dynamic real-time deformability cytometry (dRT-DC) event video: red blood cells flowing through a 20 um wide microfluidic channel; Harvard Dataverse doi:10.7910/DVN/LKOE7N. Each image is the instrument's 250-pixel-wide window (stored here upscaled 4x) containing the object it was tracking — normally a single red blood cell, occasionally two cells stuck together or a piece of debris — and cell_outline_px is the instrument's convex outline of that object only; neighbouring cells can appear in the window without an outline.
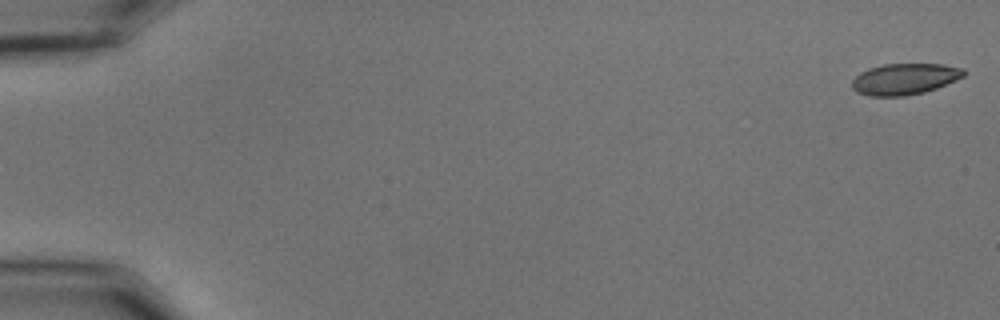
{"species": "common noctule bat (a hibernating species)", "species_latin": "Nyctalus noctula", "temperature_condition": "cold", "stored_images_in_passage": 56, "camera_frame_rate_fps": 3000, "um_per_image_px": 0.085, "animal": {"sex": "male", "body_mass_g": 15.6}, "frame": {"image": 1, "passage_image": 1, "time_ms": 0.0, "image_size_px": [1000, 320], "cell_outline_px": [[964, 76], [936, 88], [924, 92], [904, 96], [868, 96], [856, 92], [852, 88], [852, 80], [860, 72], [868, 68], [884, 64], [944, 64], [964, 68]], "centroid_in_image_um": [76.86, 6.71], "position_along_channel_um": 8.1, "area_um2": 20.35}}
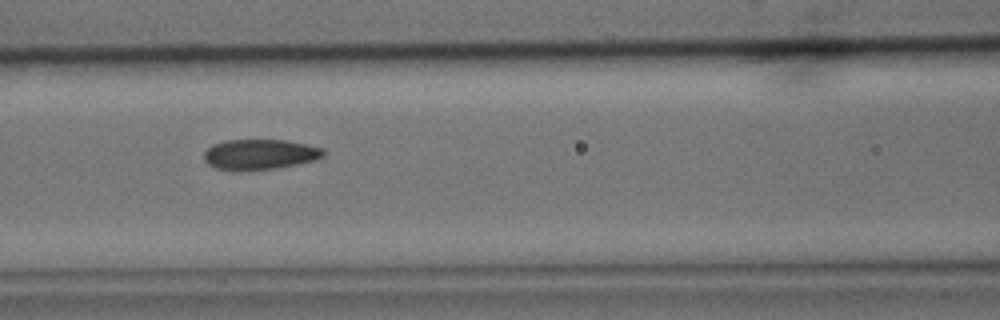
{"frame": {"image": 2, "passage_image": 25, "time_ms": 8.0, "image_size_px": [1000, 320], "cell_outline_px": [[324, 156], [316, 160], [276, 168], [232, 172], [216, 168], [208, 164], [204, 160], [204, 152], [212, 144], [224, 140], [284, 140], [308, 144], [324, 148]], "centroid_in_image_um": [22.06, 13.13], "position_along_channel_um": 144.5, "area_um2": 21.44}}
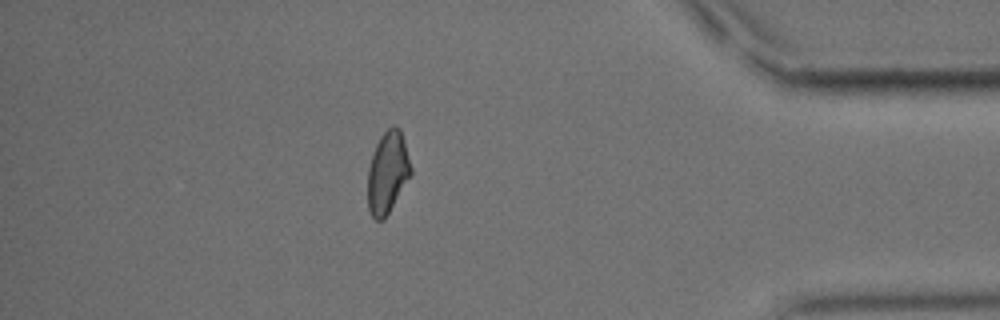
{"frame": {"image": 3, "passage_image": 49, "time_ms": 16.0, "image_size_px": [1000, 320], "cell_outline_px": [[412, 172], [384, 220], [376, 220], [372, 216], [368, 208], [368, 168], [376, 144], [380, 136], [392, 124], [396, 124], [400, 128], [412, 168]], "centroid_in_image_um": [32.94, 14.63], "position_along_channel_um": 402.3, "area_um2": 20.4}, "authors_computed_cell_mechanics": {"area_um2": 21.1259, "velocity_mm_per_s": 3.6424, "shape_relaxation_time_tau1_ms": null, "shape_relaxation_time_tau2_ms": 2.2332, "deformation_change_tau1": null, "deformation_change_tau2": 0.067}}